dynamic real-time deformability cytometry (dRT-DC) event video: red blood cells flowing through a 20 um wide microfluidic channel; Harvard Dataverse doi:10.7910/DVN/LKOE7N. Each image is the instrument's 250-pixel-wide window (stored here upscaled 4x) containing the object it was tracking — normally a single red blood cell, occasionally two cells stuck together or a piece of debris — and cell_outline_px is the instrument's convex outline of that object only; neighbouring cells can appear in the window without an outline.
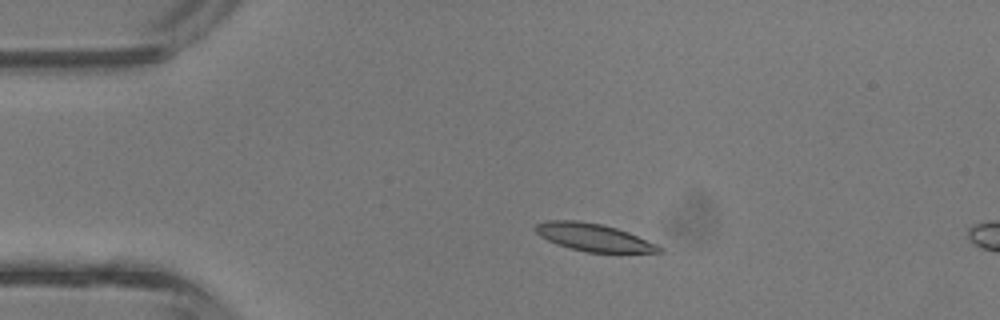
{"species": "common noctule bat (a hibernating species)", "species_latin": "Nyctalus noctula", "temperature_condition": "room temperature", "stored_images_in_passage": 11, "camera_frame_rate_fps": 3000, "um_per_image_px": 0.085, "animal": {"sex": "male", "body_mass_g": 13.3}, "frame": {"image": 1, "passage_image": 7, "time_ms": 2.0, "image_size_px": [1000, 320], "cell_outline_px": [[664, 252], [588, 252], [568, 248], [556, 244], [540, 236], [532, 228], [536, 224], [544, 220], [576, 220], [604, 224], [628, 232], [656, 244], [664, 248]], "centroid_in_image_um": [50.41, 20.16], "position_along_channel_um": 34.6, "area_um2": 19.94}}